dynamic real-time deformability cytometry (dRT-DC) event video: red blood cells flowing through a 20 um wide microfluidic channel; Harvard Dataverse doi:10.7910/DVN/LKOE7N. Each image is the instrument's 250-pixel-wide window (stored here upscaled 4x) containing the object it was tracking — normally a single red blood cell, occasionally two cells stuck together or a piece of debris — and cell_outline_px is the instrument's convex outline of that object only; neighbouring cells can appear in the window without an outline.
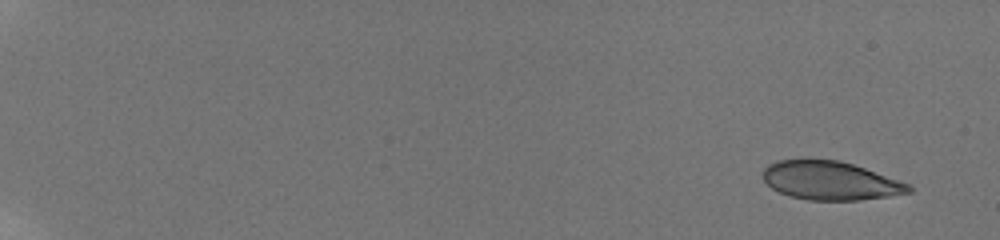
{"species": "human", "species_latin": "Homo sapiens", "temperature_condition": "room temperature", "stored_images_in_passage": 10, "camera_frame_rate_fps": 3000, "um_per_image_px": 0.085, "donor": {"sex": "male"}, "frame": {"image": 1, "passage_image": 1, "time_ms": 0.0, "image_size_px": [1000, 240], "cell_outline_px": [[912, 192], [888, 196], [860, 200], [808, 200], [788, 196], [772, 188], [764, 180], [764, 168], [768, 164], [776, 160], [800, 156], [840, 160], [864, 168], [908, 184], [912, 188]], "centroid_in_image_um": [70.49, 15.31], "position_along_channel_um": 14.5, "area_um2": 33.29}}
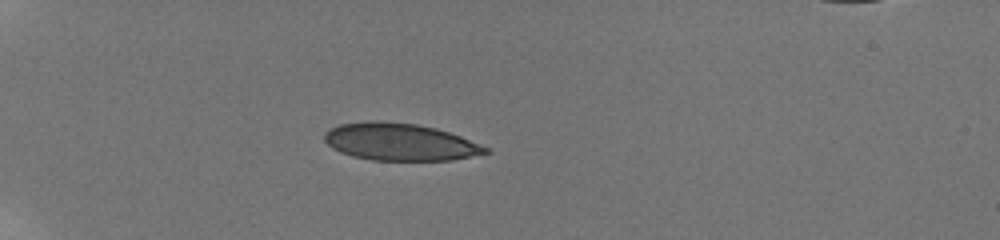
{"frame": {"image": 2, "passage_image": 6, "time_ms": 5.333, "image_size_px": [1000, 240], "cell_outline_px": [[492, 152], [452, 160], [372, 160], [352, 156], [340, 152], [332, 148], [324, 140], [324, 132], [340, 124], [368, 120], [380, 120], [416, 124], [436, 128], [460, 136], [492, 148]], "centroid_in_image_um": [34.01, 12.06], "position_along_channel_um": 51.0, "area_um2": 35.2}}